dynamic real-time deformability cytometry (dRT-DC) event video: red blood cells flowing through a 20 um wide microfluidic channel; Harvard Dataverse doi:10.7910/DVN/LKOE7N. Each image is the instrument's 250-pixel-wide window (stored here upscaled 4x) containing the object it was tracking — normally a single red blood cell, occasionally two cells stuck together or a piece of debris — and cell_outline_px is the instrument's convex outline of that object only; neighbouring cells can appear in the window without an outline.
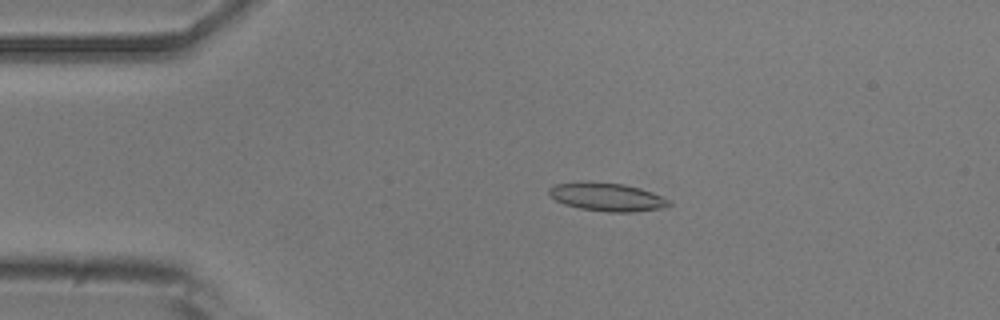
{"species": "common noctule bat (a hibernating species)", "species_latin": "Nyctalus noctula", "temperature_condition": "room temperature", "stored_images_in_passage": 4, "camera_frame_rate_fps": 3000, "um_per_image_px": 0.085, "animal": {"sex": "male", "body_mass_g": 20.5, "forearm_length_mm": 52.5}, "frame": {"image": 1, "passage_image": 3, "time_ms": 2.333, "image_size_px": [1000, 320], "cell_outline_px": [[672, 204], [660, 208], [632, 212], [608, 212], [580, 208], [564, 204], [556, 200], [548, 192], [548, 188], [556, 184], [580, 180], [624, 184], [640, 188], [652, 192], [672, 200]], "centroid_in_image_um": [51.59, 16.72], "position_along_channel_um": 33.4, "area_um2": 19.94}}